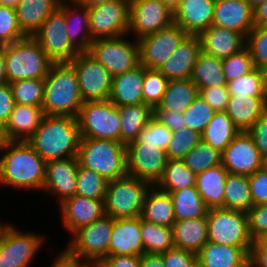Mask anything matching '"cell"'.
I'll list each match as a JSON object with an SVG mask.
<instances>
[{"instance_id":"62","label":"cell","mask_w":267,"mask_h":267,"mask_svg":"<svg viewBox=\"0 0 267 267\" xmlns=\"http://www.w3.org/2000/svg\"><path fill=\"white\" fill-rule=\"evenodd\" d=\"M249 262L251 267H267V237L253 241Z\"/></svg>"},{"instance_id":"27","label":"cell","mask_w":267,"mask_h":267,"mask_svg":"<svg viewBox=\"0 0 267 267\" xmlns=\"http://www.w3.org/2000/svg\"><path fill=\"white\" fill-rule=\"evenodd\" d=\"M42 106L15 104L6 124L1 128L4 140L27 141L44 118Z\"/></svg>"},{"instance_id":"18","label":"cell","mask_w":267,"mask_h":267,"mask_svg":"<svg viewBox=\"0 0 267 267\" xmlns=\"http://www.w3.org/2000/svg\"><path fill=\"white\" fill-rule=\"evenodd\" d=\"M221 156L222 165L231 174L249 176L264 167V159L247 131H240Z\"/></svg>"},{"instance_id":"22","label":"cell","mask_w":267,"mask_h":267,"mask_svg":"<svg viewBox=\"0 0 267 267\" xmlns=\"http://www.w3.org/2000/svg\"><path fill=\"white\" fill-rule=\"evenodd\" d=\"M200 53L201 42L198 35L188 34L158 70L169 81L190 79Z\"/></svg>"},{"instance_id":"20","label":"cell","mask_w":267,"mask_h":267,"mask_svg":"<svg viewBox=\"0 0 267 267\" xmlns=\"http://www.w3.org/2000/svg\"><path fill=\"white\" fill-rule=\"evenodd\" d=\"M59 205L62 223L65 230L71 234L106 215L104 200L90 199L77 194L63 200Z\"/></svg>"},{"instance_id":"64","label":"cell","mask_w":267,"mask_h":267,"mask_svg":"<svg viewBox=\"0 0 267 267\" xmlns=\"http://www.w3.org/2000/svg\"><path fill=\"white\" fill-rule=\"evenodd\" d=\"M140 267H164L160 254H146L140 256Z\"/></svg>"},{"instance_id":"72","label":"cell","mask_w":267,"mask_h":267,"mask_svg":"<svg viewBox=\"0 0 267 267\" xmlns=\"http://www.w3.org/2000/svg\"><path fill=\"white\" fill-rule=\"evenodd\" d=\"M262 71L264 74V80H265V85H266V89H267V66L265 68H263Z\"/></svg>"},{"instance_id":"70","label":"cell","mask_w":267,"mask_h":267,"mask_svg":"<svg viewBox=\"0 0 267 267\" xmlns=\"http://www.w3.org/2000/svg\"><path fill=\"white\" fill-rule=\"evenodd\" d=\"M11 224L9 223H2L0 222V241L2 240L4 234H5V231L7 230V228L10 226Z\"/></svg>"},{"instance_id":"9","label":"cell","mask_w":267,"mask_h":267,"mask_svg":"<svg viewBox=\"0 0 267 267\" xmlns=\"http://www.w3.org/2000/svg\"><path fill=\"white\" fill-rule=\"evenodd\" d=\"M77 119L81 138L120 141L119 110L109 99L83 102Z\"/></svg>"},{"instance_id":"21","label":"cell","mask_w":267,"mask_h":267,"mask_svg":"<svg viewBox=\"0 0 267 267\" xmlns=\"http://www.w3.org/2000/svg\"><path fill=\"white\" fill-rule=\"evenodd\" d=\"M212 25L247 36L255 26L253 7L246 0H216Z\"/></svg>"},{"instance_id":"23","label":"cell","mask_w":267,"mask_h":267,"mask_svg":"<svg viewBox=\"0 0 267 267\" xmlns=\"http://www.w3.org/2000/svg\"><path fill=\"white\" fill-rule=\"evenodd\" d=\"M144 254L141 236V217L113 219L109 255Z\"/></svg>"},{"instance_id":"60","label":"cell","mask_w":267,"mask_h":267,"mask_svg":"<svg viewBox=\"0 0 267 267\" xmlns=\"http://www.w3.org/2000/svg\"><path fill=\"white\" fill-rule=\"evenodd\" d=\"M15 106V100L9 83L0 84V128H2Z\"/></svg>"},{"instance_id":"74","label":"cell","mask_w":267,"mask_h":267,"mask_svg":"<svg viewBox=\"0 0 267 267\" xmlns=\"http://www.w3.org/2000/svg\"><path fill=\"white\" fill-rule=\"evenodd\" d=\"M264 167L267 169V158L264 160Z\"/></svg>"},{"instance_id":"49","label":"cell","mask_w":267,"mask_h":267,"mask_svg":"<svg viewBox=\"0 0 267 267\" xmlns=\"http://www.w3.org/2000/svg\"><path fill=\"white\" fill-rule=\"evenodd\" d=\"M216 111L199 95L183 113L186 127L202 134Z\"/></svg>"},{"instance_id":"33","label":"cell","mask_w":267,"mask_h":267,"mask_svg":"<svg viewBox=\"0 0 267 267\" xmlns=\"http://www.w3.org/2000/svg\"><path fill=\"white\" fill-rule=\"evenodd\" d=\"M141 218L172 228L176 217L170 193L158 189L155 185L151 186L145 196Z\"/></svg>"},{"instance_id":"66","label":"cell","mask_w":267,"mask_h":267,"mask_svg":"<svg viewBox=\"0 0 267 267\" xmlns=\"http://www.w3.org/2000/svg\"><path fill=\"white\" fill-rule=\"evenodd\" d=\"M8 83L6 76V64L4 57V46H0V84Z\"/></svg>"},{"instance_id":"73","label":"cell","mask_w":267,"mask_h":267,"mask_svg":"<svg viewBox=\"0 0 267 267\" xmlns=\"http://www.w3.org/2000/svg\"><path fill=\"white\" fill-rule=\"evenodd\" d=\"M3 141H4V139H3L2 131H1V128H0V149H1Z\"/></svg>"},{"instance_id":"5","label":"cell","mask_w":267,"mask_h":267,"mask_svg":"<svg viewBox=\"0 0 267 267\" xmlns=\"http://www.w3.org/2000/svg\"><path fill=\"white\" fill-rule=\"evenodd\" d=\"M7 82L45 79L54 63L32 36L4 46Z\"/></svg>"},{"instance_id":"42","label":"cell","mask_w":267,"mask_h":267,"mask_svg":"<svg viewBox=\"0 0 267 267\" xmlns=\"http://www.w3.org/2000/svg\"><path fill=\"white\" fill-rule=\"evenodd\" d=\"M155 186L167 193L196 186V174L182 160H168L162 177Z\"/></svg>"},{"instance_id":"35","label":"cell","mask_w":267,"mask_h":267,"mask_svg":"<svg viewBox=\"0 0 267 267\" xmlns=\"http://www.w3.org/2000/svg\"><path fill=\"white\" fill-rule=\"evenodd\" d=\"M120 117V142L127 145L137 139L140 131L153 117V109L144 103L117 106Z\"/></svg>"},{"instance_id":"30","label":"cell","mask_w":267,"mask_h":267,"mask_svg":"<svg viewBox=\"0 0 267 267\" xmlns=\"http://www.w3.org/2000/svg\"><path fill=\"white\" fill-rule=\"evenodd\" d=\"M267 111V97L230 96L226 113L240 131H247Z\"/></svg>"},{"instance_id":"32","label":"cell","mask_w":267,"mask_h":267,"mask_svg":"<svg viewBox=\"0 0 267 267\" xmlns=\"http://www.w3.org/2000/svg\"><path fill=\"white\" fill-rule=\"evenodd\" d=\"M227 176L222 164L196 174V188L208 209L223 208Z\"/></svg>"},{"instance_id":"57","label":"cell","mask_w":267,"mask_h":267,"mask_svg":"<svg viewBox=\"0 0 267 267\" xmlns=\"http://www.w3.org/2000/svg\"><path fill=\"white\" fill-rule=\"evenodd\" d=\"M199 96L216 112L226 111L230 98L227 86L199 88Z\"/></svg>"},{"instance_id":"40","label":"cell","mask_w":267,"mask_h":267,"mask_svg":"<svg viewBox=\"0 0 267 267\" xmlns=\"http://www.w3.org/2000/svg\"><path fill=\"white\" fill-rule=\"evenodd\" d=\"M253 206L248 176L228 173L223 209L247 212Z\"/></svg>"},{"instance_id":"34","label":"cell","mask_w":267,"mask_h":267,"mask_svg":"<svg viewBox=\"0 0 267 267\" xmlns=\"http://www.w3.org/2000/svg\"><path fill=\"white\" fill-rule=\"evenodd\" d=\"M172 232L175 247L197 254L208 242L207 215L176 221Z\"/></svg>"},{"instance_id":"45","label":"cell","mask_w":267,"mask_h":267,"mask_svg":"<svg viewBox=\"0 0 267 267\" xmlns=\"http://www.w3.org/2000/svg\"><path fill=\"white\" fill-rule=\"evenodd\" d=\"M227 88L230 96L267 97L264 74L258 68H254L248 74L227 82Z\"/></svg>"},{"instance_id":"11","label":"cell","mask_w":267,"mask_h":267,"mask_svg":"<svg viewBox=\"0 0 267 267\" xmlns=\"http://www.w3.org/2000/svg\"><path fill=\"white\" fill-rule=\"evenodd\" d=\"M54 62H70L80 52L71 44L64 13L58 8L50 14L32 36Z\"/></svg>"},{"instance_id":"31","label":"cell","mask_w":267,"mask_h":267,"mask_svg":"<svg viewBox=\"0 0 267 267\" xmlns=\"http://www.w3.org/2000/svg\"><path fill=\"white\" fill-rule=\"evenodd\" d=\"M61 0H23L16 8L19 28L33 36L47 17L58 9Z\"/></svg>"},{"instance_id":"69","label":"cell","mask_w":267,"mask_h":267,"mask_svg":"<svg viewBox=\"0 0 267 267\" xmlns=\"http://www.w3.org/2000/svg\"><path fill=\"white\" fill-rule=\"evenodd\" d=\"M23 0H0V6L16 8Z\"/></svg>"},{"instance_id":"12","label":"cell","mask_w":267,"mask_h":267,"mask_svg":"<svg viewBox=\"0 0 267 267\" xmlns=\"http://www.w3.org/2000/svg\"><path fill=\"white\" fill-rule=\"evenodd\" d=\"M73 65L83 101L108 100L113 76L88 52L79 53L70 61Z\"/></svg>"},{"instance_id":"50","label":"cell","mask_w":267,"mask_h":267,"mask_svg":"<svg viewBox=\"0 0 267 267\" xmlns=\"http://www.w3.org/2000/svg\"><path fill=\"white\" fill-rule=\"evenodd\" d=\"M254 68L253 60L247 47L222 60L223 74L227 82L248 74Z\"/></svg>"},{"instance_id":"36","label":"cell","mask_w":267,"mask_h":267,"mask_svg":"<svg viewBox=\"0 0 267 267\" xmlns=\"http://www.w3.org/2000/svg\"><path fill=\"white\" fill-rule=\"evenodd\" d=\"M239 132L228 114L218 111L203 130L201 140L222 153Z\"/></svg>"},{"instance_id":"71","label":"cell","mask_w":267,"mask_h":267,"mask_svg":"<svg viewBox=\"0 0 267 267\" xmlns=\"http://www.w3.org/2000/svg\"><path fill=\"white\" fill-rule=\"evenodd\" d=\"M253 8L265 2L266 0H246Z\"/></svg>"},{"instance_id":"3","label":"cell","mask_w":267,"mask_h":267,"mask_svg":"<svg viewBox=\"0 0 267 267\" xmlns=\"http://www.w3.org/2000/svg\"><path fill=\"white\" fill-rule=\"evenodd\" d=\"M44 115L78 117L83 99L78 78L70 62L53 63L44 79Z\"/></svg>"},{"instance_id":"53","label":"cell","mask_w":267,"mask_h":267,"mask_svg":"<svg viewBox=\"0 0 267 267\" xmlns=\"http://www.w3.org/2000/svg\"><path fill=\"white\" fill-rule=\"evenodd\" d=\"M25 37L19 28L16 10L0 6V46L9 45Z\"/></svg>"},{"instance_id":"59","label":"cell","mask_w":267,"mask_h":267,"mask_svg":"<svg viewBox=\"0 0 267 267\" xmlns=\"http://www.w3.org/2000/svg\"><path fill=\"white\" fill-rule=\"evenodd\" d=\"M153 117L160 123L166 125L173 132L186 127V122L184 121V115L182 112L161 109L159 106H156L153 109Z\"/></svg>"},{"instance_id":"44","label":"cell","mask_w":267,"mask_h":267,"mask_svg":"<svg viewBox=\"0 0 267 267\" xmlns=\"http://www.w3.org/2000/svg\"><path fill=\"white\" fill-rule=\"evenodd\" d=\"M107 184L108 180L99 173L78 164L75 194L90 199L105 200Z\"/></svg>"},{"instance_id":"54","label":"cell","mask_w":267,"mask_h":267,"mask_svg":"<svg viewBox=\"0 0 267 267\" xmlns=\"http://www.w3.org/2000/svg\"><path fill=\"white\" fill-rule=\"evenodd\" d=\"M246 214L251 239L254 241L267 237V204L254 205Z\"/></svg>"},{"instance_id":"28","label":"cell","mask_w":267,"mask_h":267,"mask_svg":"<svg viewBox=\"0 0 267 267\" xmlns=\"http://www.w3.org/2000/svg\"><path fill=\"white\" fill-rule=\"evenodd\" d=\"M197 255V267H251L245 248L208 241Z\"/></svg>"},{"instance_id":"58","label":"cell","mask_w":267,"mask_h":267,"mask_svg":"<svg viewBox=\"0 0 267 267\" xmlns=\"http://www.w3.org/2000/svg\"><path fill=\"white\" fill-rule=\"evenodd\" d=\"M247 132L252 136L261 157L265 160L267 158V111L252 124Z\"/></svg>"},{"instance_id":"52","label":"cell","mask_w":267,"mask_h":267,"mask_svg":"<svg viewBox=\"0 0 267 267\" xmlns=\"http://www.w3.org/2000/svg\"><path fill=\"white\" fill-rule=\"evenodd\" d=\"M172 137L173 131L152 117L148 124L140 131L136 140L139 143L157 146L166 151Z\"/></svg>"},{"instance_id":"56","label":"cell","mask_w":267,"mask_h":267,"mask_svg":"<svg viewBox=\"0 0 267 267\" xmlns=\"http://www.w3.org/2000/svg\"><path fill=\"white\" fill-rule=\"evenodd\" d=\"M164 267H197V255L177 247L160 254Z\"/></svg>"},{"instance_id":"37","label":"cell","mask_w":267,"mask_h":267,"mask_svg":"<svg viewBox=\"0 0 267 267\" xmlns=\"http://www.w3.org/2000/svg\"><path fill=\"white\" fill-rule=\"evenodd\" d=\"M198 95L199 88L191 79L171 80L158 106L184 113Z\"/></svg>"},{"instance_id":"65","label":"cell","mask_w":267,"mask_h":267,"mask_svg":"<svg viewBox=\"0 0 267 267\" xmlns=\"http://www.w3.org/2000/svg\"><path fill=\"white\" fill-rule=\"evenodd\" d=\"M253 10L255 26L267 27V0L254 7Z\"/></svg>"},{"instance_id":"48","label":"cell","mask_w":267,"mask_h":267,"mask_svg":"<svg viewBox=\"0 0 267 267\" xmlns=\"http://www.w3.org/2000/svg\"><path fill=\"white\" fill-rule=\"evenodd\" d=\"M201 141V134L187 127L173 132L166 153L168 160H182Z\"/></svg>"},{"instance_id":"67","label":"cell","mask_w":267,"mask_h":267,"mask_svg":"<svg viewBox=\"0 0 267 267\" xmlns=\"http://www.w3.org/2000/svg\"><path fill=\"white\" fill-rule=\"evenodd\" d=\"M77 3L89 7H94L105 2H109L112 0H75Z\"/></svg>"},{"instance_id":"6","label":"cell","mask_w":267,"mask_h":267,"mask_svg":"<svg viewBox=\"0 0 267 267\" xmlns=\"http://www.w3.org/2000/svg\"><path fill=\"white\" fill-rule=\"evenodd\" d=\"M151 186L129 174L108 181L105 214L113 219L141 217L145 196Z\"/></svg>"},{"instance_id":"7","label":"cell","mask_w":267,"mask_h":267,"mask_svg":"<svg viewBox=\"0 0 267 267\" xmlns=\"http://www.w3.org/2000/svg\"><path fill=\"white\" fill-rule=\"evenodd\" d=\"M113 229V218L104 215L72 234V241L63 251L70 257L96 265L109 255L110 237ZM74 237V238H73Z\"/></svg>"},{"instance_id":"51","label":"cell","mask_w":267,"mask_h":267,"mask_svg":"<svg viewBox=\"0 0 267 267\" xmlns=\"http://www.w3.org/2000/svg\"><path fill=\"white\" fill-rule=\"evenodd\" d=\"M246 47L249 49L255 68L267 66V27L254 26L246 36Z\"/></svg>"},{"instance_id":"8","label":"cell","mask_w":267,"mask_h":267,"mask_svg":"<svg viewBox=\"0 0 267 267\" xmlns=\"http://www.w3.org/2000/svg\"><path fill=\"white\" fill-rule=\"evenodd\" d=\"M207 234L210 242L245 248L251 252L253 240L248 232L245 212L223 208L208 209Z\"/></svg>"},{"instance_id":"10","label":"cell","mask_w":267,"mask_h":267,"mask_svg":"<svg viewBox=\"0 0 267 267\" xmlns=\"http://www.w3.org/2000/svg\"><path fill=\"white\" fill-rule=\"evenodd\" d=\"M127 35L100 38L92 42L88 53L114 77L140 63L138 40H126Z\"/></svg>"},{"instance_id":"26","label":"cell","mask_w":267,"mask_h":267,"mask_svg":"<svg viewBox=\"0 0 267 267\" xmlns=\"http://www.w3.org/2000/svg\"><path fill=\"white\" fill-rule=\"evenodd\" d=\"M216 0H181L174 23L187 34L198 35L212 26Z\"/></svg>"},{"instance_id":"29","label":"cell","mask_w":267,"mask_h":267,"mask_svg":"<svg viewBox=\"0 0 267 267\" xmlns=\"http://www.w3.org/2000/svg\"><path fill=\"white\" fill-rule=\"evenodd\" d=\"M144 75L145 67L139 63L133 69L114 76L109 100L116 106L142 104Z\"/></svg>"},{"instance_id":"19","label":"cell","mask_w":267,"mask_h":267,"mask_svg":"<svg viewBox=\"0 0 267 267\" xmlns=\"http://www.w3.org/2000/svg\"><path fill=\"white\" fill-rule=\"evenodd\" d=\"M78 158H64L46 162L44 192L58 196V203L76 193Z\"/></svg>"},{"instance_id":"68","label":"cell","mask_w":267,"mask_h":267,"mask_svg":"<svg viewBox=\"0 0 267 267\" xmlns=\"http://www.w3.org/2000/svg\"><path fill=\"white\" fill-rule=\"evenodd\" d=\"M173 13L178 9L181 0H159Z\"/></svg>"},{"instance_id":"16","label":"cell","mask_w":267,"mask_h":267,"mask_svg":"<svg viewBox=\"0 0 267 267\" xmlns=\"http://www.w3.org/2000/svg\"><path fill=\"white\" fill-rule=\"evenodd\" d=\"M188 34L173 23L171 26L141 37L139 43L140 63L147 69H159L173 54Z\"/></svg>"},{"instance_id":"55","label":"cell","mask_w":267,"mask_h":267,"mask_svg":"<svg viewBox=\"0 0 267 267\" xmlns=\"http://www.w3.org/2000/svg\"><path fill=\"white\" fill-rule=\"evenodd\" d=\"M248 179L253 206L267 204V169L255 171Z\"/></svg>"},{"instance_id":"14","label":"cell","mask_w":267,"mask_h":267,"mask_svg":"<svg viewBox=\"0 0 267 267\" xmlns=\"http://www.w3.org/2000/svg\"><path fill=\"white\" fill-rule=\"evenodd\" d=\"M44 239L38 233H23L11 224L0 241V267H30Z\"/></svg>"},{"instance_id":"41","label":"cell","mask_w":267,"mask_h":267,"mask_svg":"<svg viewBox=\"0 0 267 267\" xmlns=\"http://www.w3.org/2000/svg\"><path fill=\"white\" fill-rule=\"evenodd\" d=\"M144 253L161 254L175 247L172 228L160 226L141 218Z\"/></svg>"},{"instance_id":"46","label":"cell","mask_w":267,"mask_h":267,"mask_svg":"<svg viewBox=\"0 0 267 267\" xmlns=\"http://www.w3.org/2000/svg\"><path fill=\"white\" fill-rule=\"evenodd\" d=\"M9 84L15 104L42 106L44 79H20Z\"/></svg>"},{"instance_id":"13","label":"cell","mask_w":267,"mask_h":267,"mask_svg":"<svg viewBox=\"0 0 267 267\" xmlns=\"http://www.w3.org/2000/svg\"><path fill=\"white\" fill-rule=\"evenodd\" d=\"M130 0H112L89 7V27L93 40L128 35Z\"/></svg>"},{"instance_id":"17","label":"cell","mask_w":267,"mask_h":267,"mask_svg":"<svg viewBox=\"0 0 267 267\" xmlns=\"http://www.w3.org/2000/svg\"><path fill=\"white\" fill-rule=\"evenodd\" d=\"M174 23V13L159 0H130L128 34L135 39L156 33Z\"/></svg>"},{"instance_id":"47","label":"cell","mask_w":267,"mask_h":267,"mask_svg":"<svg viewBox=\"0 0 267 267\" xmlns=\"http://www.w3.org/2000/svg\"><path fill=\"white\" fill-rule=\"evenodd\" d=\"M168 79L157 69H147L143 82V103L149 105L152 109L158 106L166 92Z\"/></svg>"},{"instance_id":"25","label":"cell","mask_w":267,"mask_h":267,"mask_svg":"<svg viewBox=\"0 0 267 267\" xmlns=\"http://www.w3.org/2000/svg\"><path fill=\"white\" fill-rule=\"evenodd\" d=\"M65 15L66 31L71 44L80 52H88L94 41L89 27L87 6L75 0H61L58 7Z\"/></svg>"},{"instance_id":"4","label":"cell","mask_w":267,"mask_h":267,"mask_svg":"<svg viewBox=\"0 0 267 267\" xmlns=\"http://www.w3.org/2000/svg\"><path fill=\"white\" fill-rule=\"evenodd\" d=\"M79 164L112 181L127 174L126 145L110 139L81 138Z\"/></svg>"},{"instance_id":"39","label":"cell","mask_w":267,"mask_h":267,"mask_svg":"<svg viewBox=\"0 0 267 267\" xmlns=\"http://www.w3.org/2000/svg\"><path fill=\"white\" fill-rule=\"evenodd\" d=\"M190 79L198 88L227 86L222 69V59L201 52Z\"/></svg>"},{"instance_id":"43","label":"cell","mask_w":267,"mask_h":267,"mask_svg":"<svg viewBox=\"0 0 267 267\" xmlns=\"http://www.w3.org/2000/svg\"><path fill=\"white\" fill-rule=\"evenodd\" d=\"M221 152L204 141H200L182 159L183 163L195 174L222 164Z\"/></svg>"},{"instance_id":"38","label":"cell","mask_w":267,"mask_h":267,"mask_svg":"<svg viewBox=\"0 0 267 267\" xmlns=\"http://www.w3.org/2000/svg\"><path fill=\"white\" fill-rule=\"evenodd\" d=\"M176 221L205 217L208 212L196 186L170 192Z\"/></svg>"},{"instance_id":"61","label":"cell","mask_w":267,"mask_h":267,"mask_svg":"<svg viewBox=\"0 0 267 267\" xmlns=\"http://www.w3.org/2000/svg\"><path fill=\"white\" fill-rule=\"evenodd\" d=\"M97 267H140V256L108 255L96 264Z\"/></svg>"},{"instance_id":"1","label":"cell","mask_w":267,"mask_h":267,"mask_svg":"<svg viewBox=\"0 0 267 267\" xmlns=\"http://www.w3.org/2000/svg\"><path fill=\"white\" fill-rule=\"evenodd\" d=\"M0 151V188L43 190L46 161L27 141L4 140Z\"/></svg>"},{"instance_id":"2","label":"cell","mask_w":267,"mask_h":267,"mask_svg":"<svg viewBox=\"0 0 267 267\" xmlns=\"http://www.w3.org/2000/svg\"><path fill=\"white\" fill-rule=\"evenodd\" d=\"M80 139L76 117L45 115L27 142L47 162L77 157Z\"/></svg>"},{"instance_id":"63","label":"cell","mask_w":267,"mask_h":267,"mask_svg":"<svg viewBox=\"0 0 267 267\" xmlns=\"http://www.w3.org/2000/svg\"><path fill=\"white\" fill-rule=\"evenodd\" d=\"M90 264L68 256L63 250L57 255L50 267H89Z\"/></svg>"},{"instance_id":"24","label":"cell","mask_w":267,"mask_h":267,"mask_svg":"<svg viewBox=\"0 0 267 267\" xmlns=\"http://www.w3.org/2000/svg\"><path fill=\"white\" fill-rule=\"evenodd\" d=\"M198 37L201 52L222 60L246 47L245 35L213 25L200 32Z\"/></svg>"},{"instance_id":"15","label":"cell","mask_w":267,"mask_h":267,"mask_svg":"<svg viewBox=\"0 0 267 267\" xmlns=\"http://www.w3.org/2000/svg\"><path fill=\"white\" fill-rule=\"evenodd\" d=\"M126 162L127 174L154 186L162 177L168 157L165 150L134 140L126 145Z\"/></svg>"}]
</instances>
